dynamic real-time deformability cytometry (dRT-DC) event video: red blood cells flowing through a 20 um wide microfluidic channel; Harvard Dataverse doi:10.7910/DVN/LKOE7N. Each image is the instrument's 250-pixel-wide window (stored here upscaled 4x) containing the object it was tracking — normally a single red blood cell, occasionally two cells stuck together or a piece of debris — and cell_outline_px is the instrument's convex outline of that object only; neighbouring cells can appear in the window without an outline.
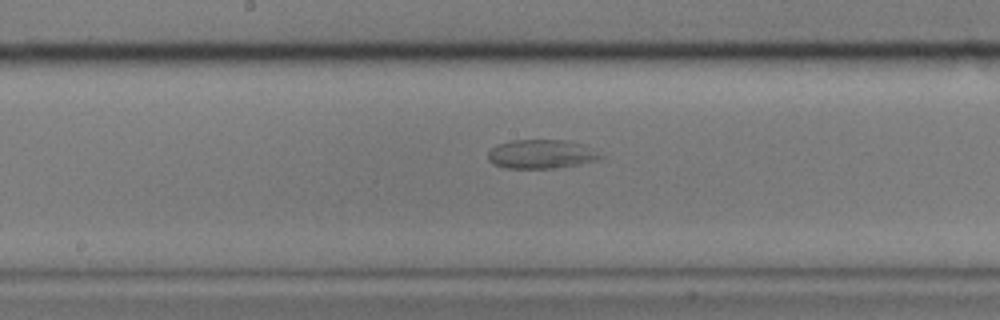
{"species": "common noctule bat (a hibernating species)", "species_latin": "Nyctalus noctula", "temperature_condition": "cold", "stored_images_in_passage": 60, "camera_frame_rate_fps": 3000, "um_per_image_px": 0.085, "animal": {"sex": "male", "body_mass_g": 17.9}, "frame": {"image": 1, "passage_image": 31, "time_ms": 10.0, "image_size_px": [1000, 320], "cell_outline_px": [[604, 160], [580, 164], [552, 168], [504, 168], [492, 164], [488, 160], [488, 152], [496, 144], [512, 140], [568, 140], [584, 144], [604, 156]], "centroid_in_image_um": [46.04, 13.1], "position_along_channel_um": 202.2, "area_um2": 19.31}}
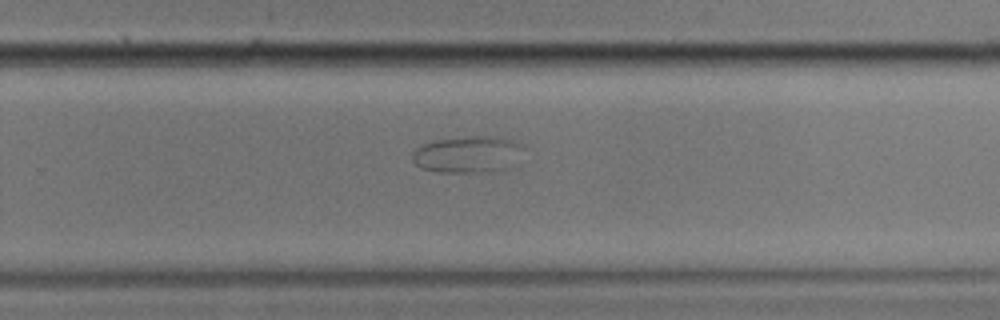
{"frame": {"image": 2, "passage_image": 39, "time_ms": 12.667, "image_size_px": [1000, 320], "cell_outline_px": [[524, 148], [512, 168], [492, 172], [436, 172], [420, 168], [412, 160], [412, 152], [416, 148], [424, 144], [436, 140], [468, 136], [496, 136], [512, 140], [520, 144]], "centroid_in_image_um": [39.78, 13.14], "position_along_channel_um": 290.0, "area_um2": 24.1}}
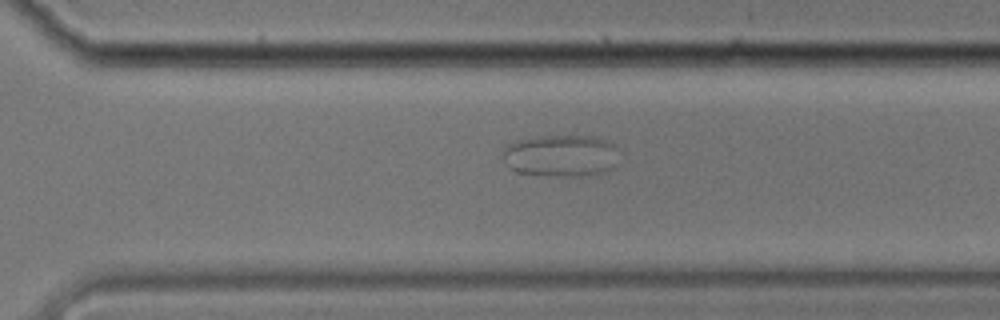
{"frame": {"image": 3, "passage_image": 42, "time_ms": 13.667, "image_size_px": [1000, 320], "cell_outline_px": [[616, 164], [612, 168], [604, 172], [584, 176], [548, 176], [516, 172], [508, 168], [504, 164], [504, 148], [508, 144], [516, 140], [536, 136], [592, 136], [616, 144]], "centroid_in_image_um": [47.64, 13.24], "position_along_channel_um": 323.0, "area_um2": 28.73}}